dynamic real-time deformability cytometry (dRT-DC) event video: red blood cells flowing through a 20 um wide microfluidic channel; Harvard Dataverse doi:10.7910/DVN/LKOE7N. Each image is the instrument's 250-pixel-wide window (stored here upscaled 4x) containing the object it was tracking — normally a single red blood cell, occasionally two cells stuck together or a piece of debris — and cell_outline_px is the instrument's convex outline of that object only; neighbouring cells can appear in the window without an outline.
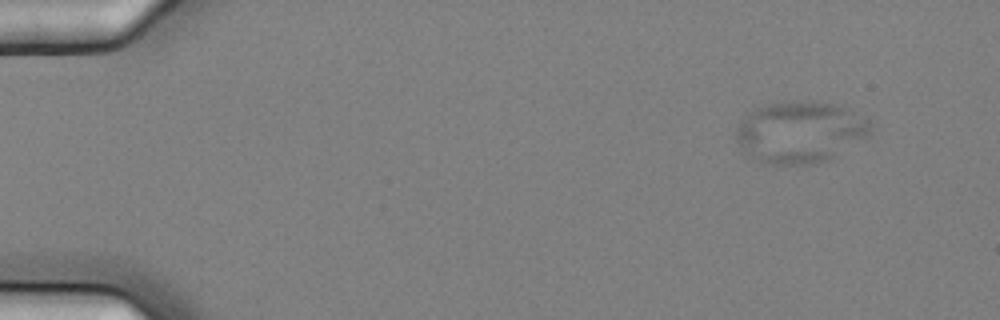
{"species": "common noctule bat (a hibernating species)", "species_latin": "Nyctalus noctula", "temperature_condition": "cold", "stored_images_in_passage": 7, "camera_frame_rate_fps": 3000, "um_per_image_px": 0.085, "animal": {"sex": "female", "body_mass_g": 25.1}, "frame": {"image": 1, "passage_image": 1, "time_ms": 0.0, "image_size_px": [1000, 320], "cell_outline_px": [[872, 136], [828, 160], [816, 164], [772, 164], [748, 156], [744, 152], [736, 140], [736, 128], [744, 116], [756, 108], [768, 104], [832, 104], [844, 108], [868, 120], [872, 124]], "centroid_in_image_um": [68.03, 11.29], "position_along_channel_um": 17.0, "area_um2": 47.34}}
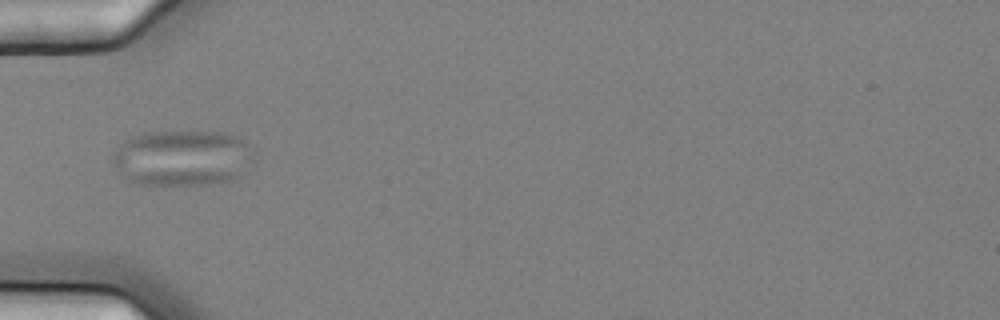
{"frame": {"image": 2, "passage_image": 5, "time_ms": 1.333, "image_size_px": [1000, 320], "cell_outline_px": [[256, 160], [236, 176], [220, 184], [136, 184], [120, 176], [112, 160], [112, 152], [124, 140], [132, 136], [144, 132], [224, 132], [236, 136], [256, 144]], "centroid_in_image_um": [15.55, 13.41], "position_along_channel_um": 69.5, "area_um2": 46.88}}
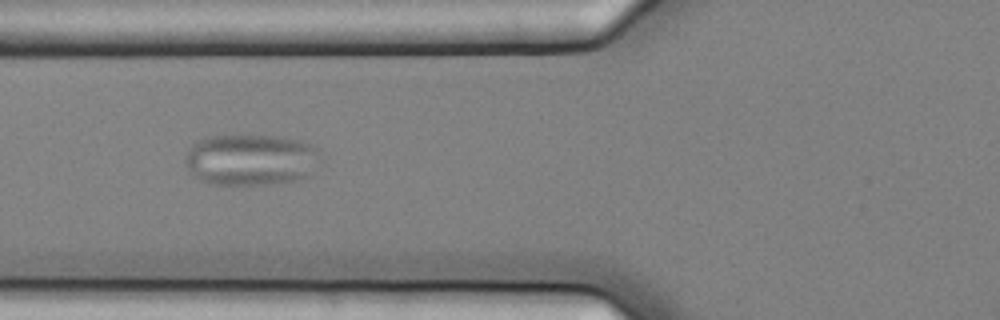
{"frame": {"image": 3, "passage_image": 6, "time_ms": 1.667, "image_size_px": [1000, 320], "cell_outline_px": [[324, 160], [312, 176], [300, 180], [272, 184], [208, 184], [200, 180], [188, 168], [184, 160], [184, 156], [192, 144], [196, 140], [204, 136], [280, 136], [300, 140], [312, 144], [320, 148], [324, 152]], "centroid_in_image_um": [21.46, 13.57], "position_along_channel_um": 104.3, "area_um2": 41.79}}